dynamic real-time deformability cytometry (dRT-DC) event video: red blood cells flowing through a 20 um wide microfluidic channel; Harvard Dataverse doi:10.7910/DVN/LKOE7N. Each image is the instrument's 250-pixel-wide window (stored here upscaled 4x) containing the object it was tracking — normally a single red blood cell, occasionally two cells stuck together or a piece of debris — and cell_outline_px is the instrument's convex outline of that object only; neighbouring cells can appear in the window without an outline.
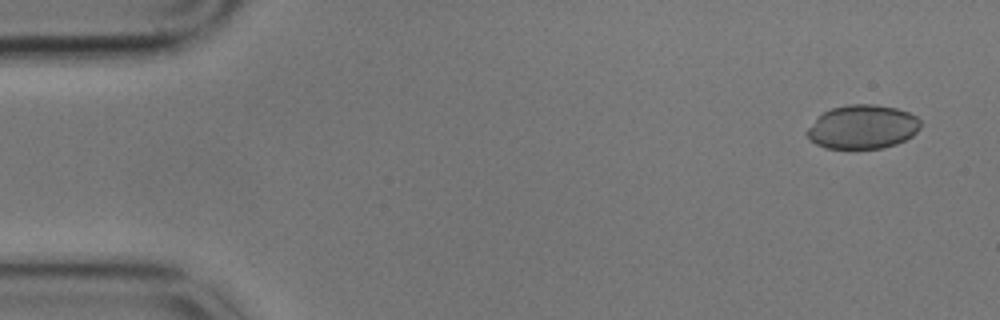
{"species": "common noctule bat (a hibernating species)", "species_latin": "Nyctalus noctula", "temperature_condition": "cold", "stored_images_in_passage": 17, "camera_frame_rate_fps": 3000, "um_per_image_px": 0.085, "animal": {"sex": "male", "body_mass_g": 17.9}, "frame": {"image": 1, "passage_image": 3, "time_ms": 0.667, "image_size_px": [1000, 320], "cell_outline_px": [[920, 128], [912, 136], [896, 144], [884, 148], [824, 148], [808, 140], [808, 128], [824, 112], [832, 108], [848, 104], [876, 104], [896, 108], [908, 112], [916, 116], [920, 120]], "centroid_in_image_um": [73.34, 10.79], "position_along_channel_um": 11.7, "area_um2": 28.9}}